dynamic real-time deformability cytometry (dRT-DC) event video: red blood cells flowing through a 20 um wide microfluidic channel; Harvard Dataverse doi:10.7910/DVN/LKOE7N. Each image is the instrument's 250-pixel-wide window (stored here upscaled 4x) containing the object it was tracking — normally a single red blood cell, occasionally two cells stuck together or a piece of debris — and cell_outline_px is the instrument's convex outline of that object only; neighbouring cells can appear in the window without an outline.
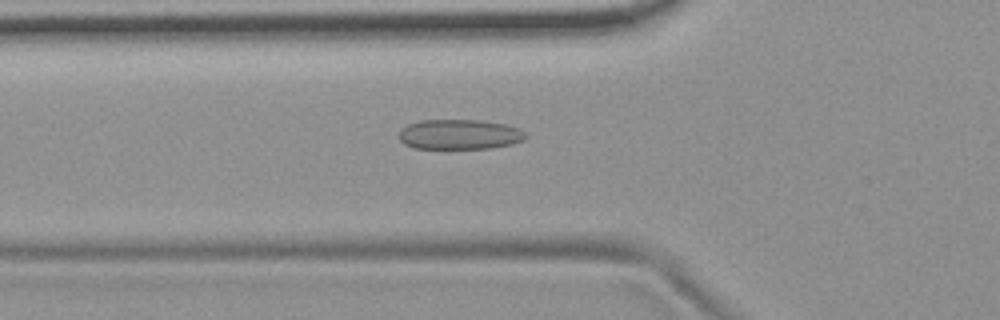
{"species": "common noctule bat (a hibernating species)", "species_latin": "Nyctalus noctula", "temperature_condition": "room temperature", "stored_images_in_passage": 54, "camera_frame_rate_fps": 3000, "um_per_image_px": 0.085, "animal": {"sex": "female", "body_mass_g": 19.9}, "frame": {"image": 1, "passage_image": 19, "time_ms": 6.0, "image_size_px": [1000, 320], "cell_outline_px": [[528, 136], [524, 140], [512, 144], [492, 148], [412, 148], [404, 144], [396, 136], [400, 128], [408, 124], [420, 120], [480, 120], [508, 124], [520, 128]], "centroid_in_image_um": [39.05, 11.42], "position_along_channel_um": 86.8, "area_um2": 22.54}}
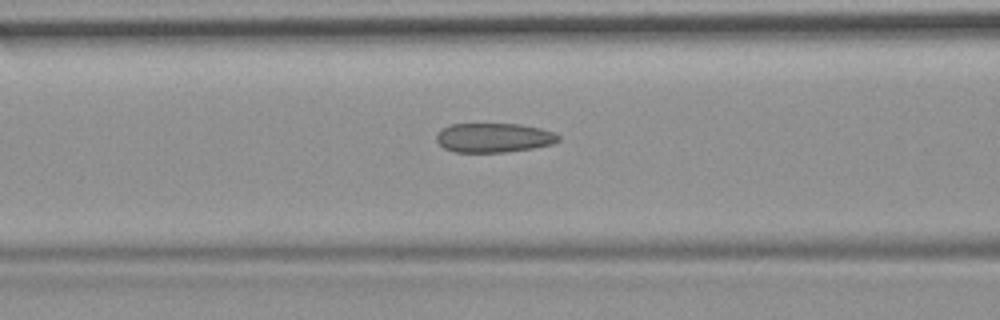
{"frame": {"image": 2, "passage_image": 22, "time_ms": 7.0, "image_size_px": [1000, 320], "cell_outline_px": [[560, 140], [552, 144], [532, 148], [508, 152], [452, 152], [444, 148], [436, 140], [436, 136], [448, 124], [520, 124], [540, 128], [552, 132], [560, 136]], "centroid_in_image_um": [41.97, 11.71], "position_along_channel_um": 124.6, "area_um2": 20.81}}
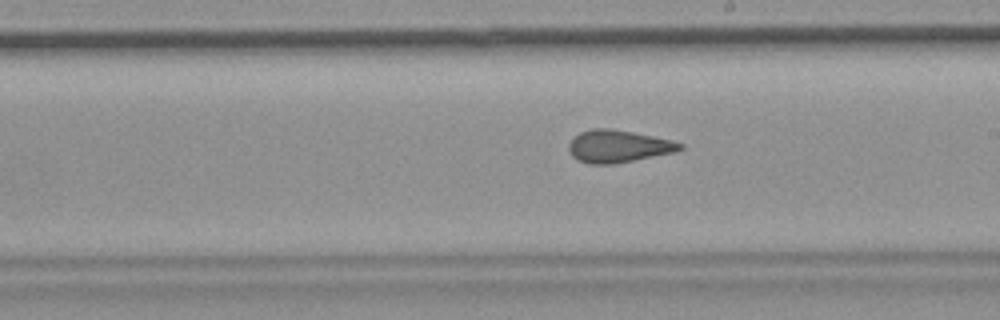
{"frame": {"image": 3, "passage_image": 31, "time_ms": 10.0, "image_size_px": [1000, 320], "cell_outline_px": [[684, 148], [676, 152], [612, 164], [588, 164], [576, 160], [568, 152], [568, 144], [580, 132], [592, 128], [608, 128], [632, 132], [672, 140], [684, 144]], "centroid_in_image_um": [52.53, 12.44], "position_along_channel_um": 236.5, "area_um2": 21.04}, "authors_computed_cell_mechanics": {"area_um2": 21.4438, "velocity_mm_per_s": 3.7407, "shape_relaxation_time_tau1_ms": null, "shape_relaxation_time_tau2_ms": 1.8147, "deformation_change_tau1": null, "deformation_change_tau2": 0.1055}}